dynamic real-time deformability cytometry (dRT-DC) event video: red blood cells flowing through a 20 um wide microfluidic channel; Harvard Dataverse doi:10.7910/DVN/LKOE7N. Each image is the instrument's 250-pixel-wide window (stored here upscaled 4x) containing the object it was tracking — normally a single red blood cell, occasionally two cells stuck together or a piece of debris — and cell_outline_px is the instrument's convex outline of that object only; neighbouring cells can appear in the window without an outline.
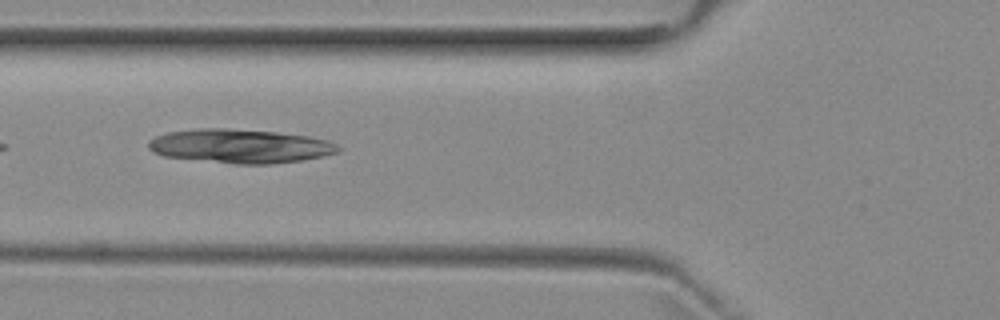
{"species": "common noctule bat (a hibernating species)", "species_latin": "Nyctalus noctula", "temperature_condition": "room temperature", "stored_images_in_passage": 5, "camera_frame_rate_fps": 3000, "um_per_image_px": 0.085, "animal": {"sex": "female", "body_mass_g": 29.2, "forearm_length_mm": 56.3}, "frame": {"image": 1, "passage_image": 3, "time_ms": 3.333, "image_size_px": [1000, 320], "cell_outline_px": [[340, 152], [324, 156], [304, 160], [272, 164], [236, 164], [164, 156], [152, 152], [148, 148], [148, 140], [156, 136], [168, 132], [200, 128], [228, 128], [276, 132], [308, 136], [328, 140], [336, 144], [340, 148]], "centroid_in_image_um": [20.43, 12.42], "position_along_channel_um": 105.4, "area_um2": 37.69}}
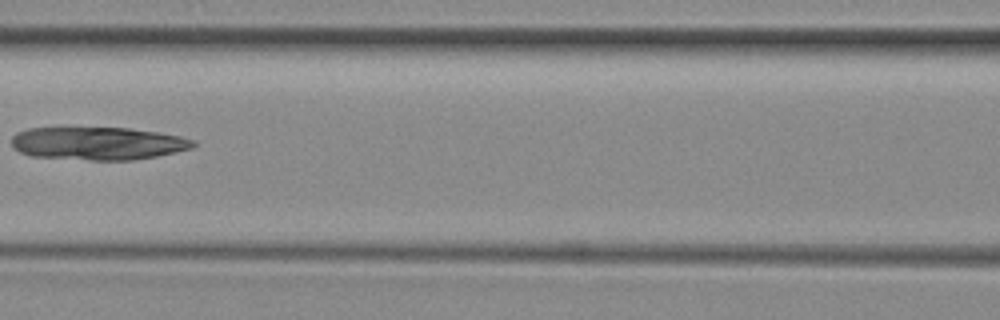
{"frame": {"image": 2, "passage_image": 4, "time_ms": 4.667, "image_size_px": [1000, 320], "cell_outline_px": [[196, 144], [192, 148], [156, 156], [132, 160], [88, 160], [32, 156], [20, 152], [12, 144], [12, 136], [16, 132], [28, 128], [68, 124], [128, 128], [160, 132], [180, 136], [196, 140]], "centroid_in_image_um": [8.26, 12.13], "position_along_channel_um": 158.3, "area_um2": 36.3}}
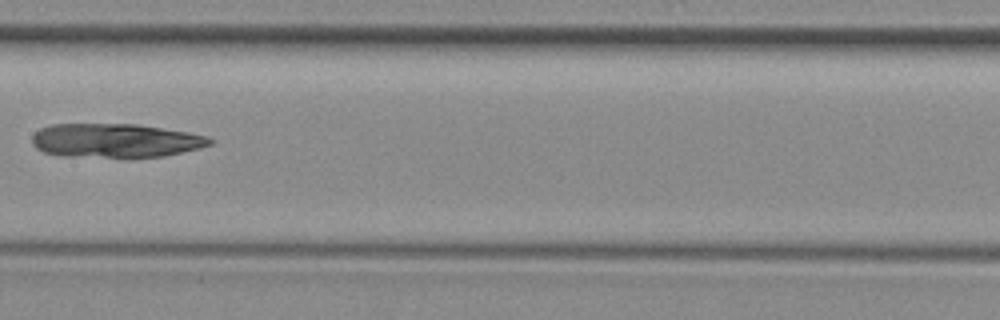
{"frame": {"image": 3, "passage_image": 5, "time_ms": 5.667, "image_size_px": [1000, 320], "cell_outline_px": [[212, 144], [200, 148], [164, 156], [132, 160], [124, 160], [64, 156], [44, 152], [36, 148], [32, 144], [32, 136], [40, 128], [52, 124], [136, 124], [188, 132], [208, 136], [212, 140]], "centroid_in_image_um": [9.81, 11.99], "position_along_channel_um": 197.6, "area_um2": 36.36}}